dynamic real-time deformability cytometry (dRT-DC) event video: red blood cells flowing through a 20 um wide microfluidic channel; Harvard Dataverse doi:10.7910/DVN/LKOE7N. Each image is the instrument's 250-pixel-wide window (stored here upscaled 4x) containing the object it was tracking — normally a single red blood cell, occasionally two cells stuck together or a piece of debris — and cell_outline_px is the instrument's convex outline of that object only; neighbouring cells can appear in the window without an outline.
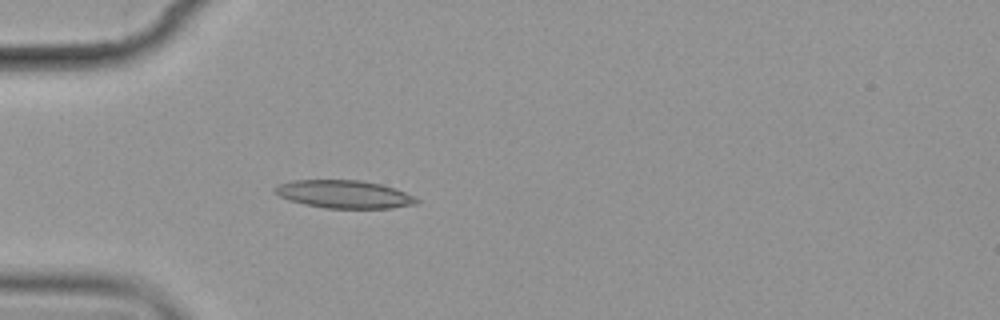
{"species": "common noctule bat (a hibernating species)", "species_latin": "Nyctalus noctula", "temperature_condition": "cold", "stored_images_in_passage": 4, "camera_frame_rate_fps": 3000, "um_per_image_px": 0.085, "animal": {"sex": "female", "body_mass_g": 19.9}, "frame": {"image": 1, "passage_image": 4, "time_ms": 3.333, "image_size_px": [1000, 320], "cell_outline_px": [[420, 200], [416, 204], [392, 208], [324, 208], [304, 204], [288, 200], [272, 192], [272, 188], [280, 184], [292, 180], [360, 180], [380, 184], [416, 196]], "centroid_in_image_um": [29.22, 16.51], "position_along_channel_um": 55.8, "area_um2": 23.12}}